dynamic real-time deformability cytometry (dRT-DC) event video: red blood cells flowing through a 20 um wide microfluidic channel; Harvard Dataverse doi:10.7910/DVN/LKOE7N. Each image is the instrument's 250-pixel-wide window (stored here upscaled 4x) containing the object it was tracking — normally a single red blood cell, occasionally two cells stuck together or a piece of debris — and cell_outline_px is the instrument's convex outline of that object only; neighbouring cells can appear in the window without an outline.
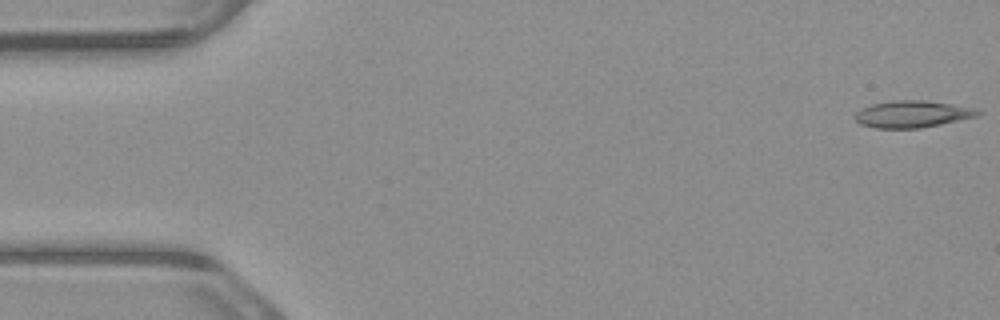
{"species": "common noctule bat (a hibernating species)", "species_latin": "Nyctalus noctula", "temperature_condition": "warm", "stored_images_in_passage": 5, "camera_frame_rate_fps": 3000, "um_per_image_px": 0.085, "animal": {"sex": "male", "body_mass_g": 23.1, "forearm_length_mm": 52.7}, "frame": {"image": 1, "passage_image": 1, "time_ms": 0.0, "image_size_px": [1000, 320], "cell_outline_px": [[980, 112], [976, 116], [940, 124], [920, 128], [876, 128], [860, 124], [852, 116], [856, 112], [872, 104], [892, 100], [924, 100], [972, 108]], "centroid_in_image_um": [77.46, 9.7], "position_along_channel_um": 7.5, "area_um2": 18.84}}
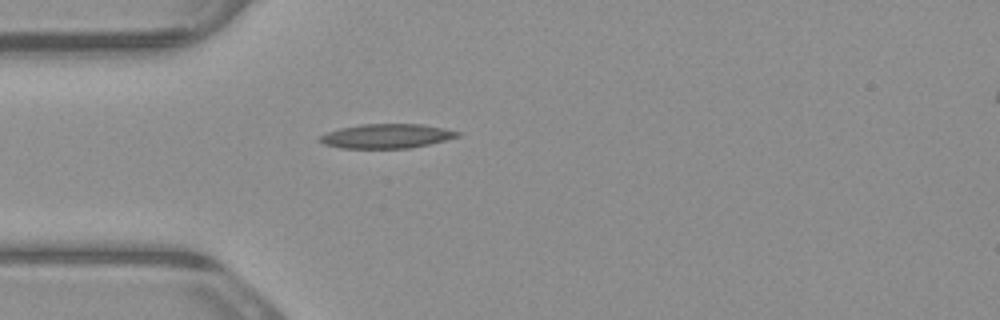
{"frame": {"image": 2, "passage_image": 5, "time_ms": 1.333, "image_size_px": [1000, 320], "cell_outline_px": [[460, 136], [428, 144], [408, 148], [340, 148], [324, 144], [316, 140], [316, 136], [340, 128], [360, 124], [420, 124], [460, 132]], "centroid_in_image_um": [32.76, 11.57], "position_along_channel_um": 52.2, "area_um2": 19.42}}